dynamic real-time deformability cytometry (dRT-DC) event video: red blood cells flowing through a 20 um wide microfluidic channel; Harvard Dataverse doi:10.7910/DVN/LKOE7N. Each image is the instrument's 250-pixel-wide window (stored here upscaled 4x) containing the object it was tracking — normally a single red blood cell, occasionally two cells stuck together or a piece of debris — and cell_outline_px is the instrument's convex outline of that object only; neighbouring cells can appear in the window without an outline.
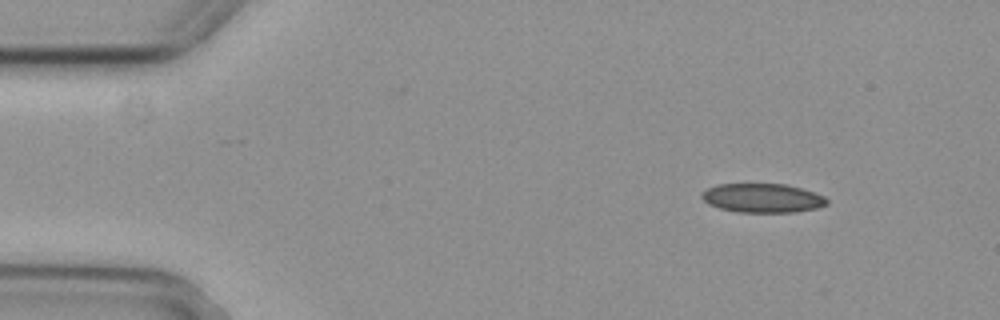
{"species": "common noctule bat (a hibernating species)", "species_latin": "Nyctalus noctula", "temperature_condition": "cold", "stored_images_in_passage": 4, "camera_frame_rate_fps": 3000, "um_per_image_px": 0.085, "animal": {"sex": "female", "body_mass_g": 29.2, "forearm_length_mm": 56.3}, "frame": {"image": 1, "passage_image": 1, "time_ms": 0.0, "image_size_px": [1000, 320], "cell_outline_px": [[828, 204], [816, 208], [792, 212], [736, 212], [720, 208], [708, 204], [700, 196], [700, 192], [716, 184], [788, 184], [824, 196], [828, 200]], "centroid_in_image_um": [64.77, 16.83], "position_along_channel_um": 20.2, "area_um2": 21.15}}
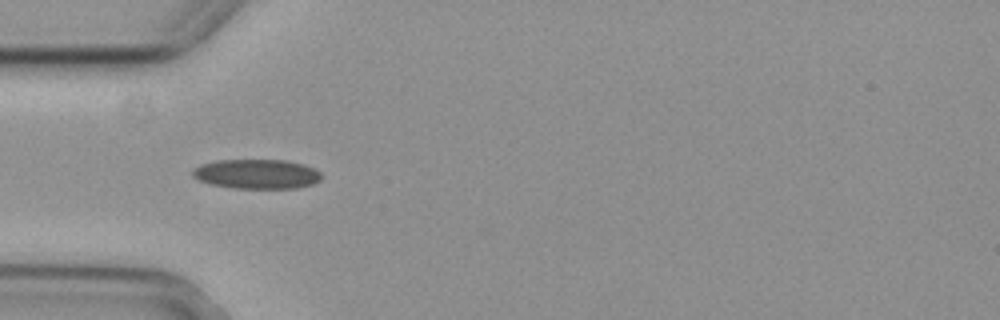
{"frame": {"image": 2, "passage_image": 3, "time_ms": 0.667, "image_size_px": [1000, 320], "cell_outline_px": [[324, 176], [320, 180], [312, 184], [296, 188], [232, 188], [208, 184], [192, 176], [192, 168], [200, 164], [216, 160], [288, 160], [304, 164], [320, 172]], "centroid_in_image_um": [21.8, 14.79], "position_along_channel_um": 63.2, "area_um2": 22.43}}
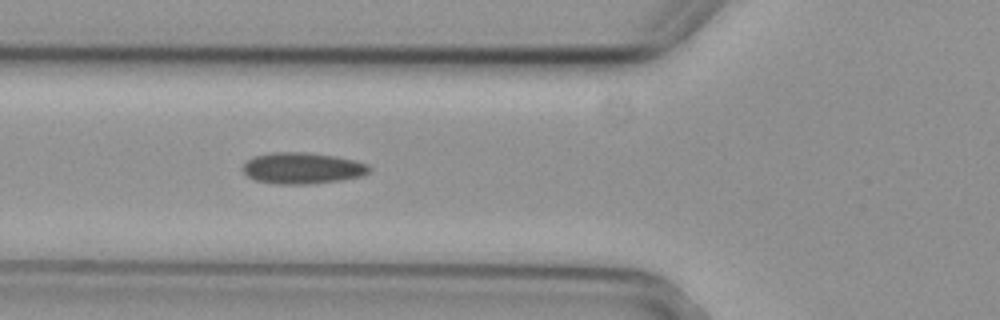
{"frame": {"image": 3, "passage_image": 4, "time_ms": 1.0, "image_size_px": [1000, 320], "cell_outline_px": [[372, 168], [368, 172], [360, 176], [340, 180], [308, 184], [276, 184], [252, 180], [240, 168], [252, 156], [272, 152], [308, 152], [332, 156], [352, 160], [368, 164]], "centroid_in_image_um": [25.64, 14.29], "position_along_channel_um": 100.2, "area_um2": 23.06}}